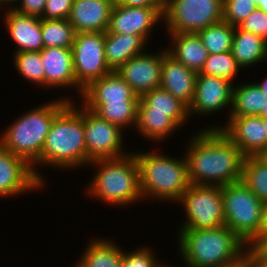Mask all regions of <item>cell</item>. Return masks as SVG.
<instances>
[{"label": "cell", "instance_id": "obj_1", "mask_svg": "<svg viewBox=\"0 0 267 267\" xmlns=\"http://www.w3.org/2000/svg\"><path fill=\"white\" fill-rule=\"evenodd\" d=\"M193 132L180 149L188 163L190 184L222 187L240 181L245 156L238 147L220 129Z\"/></svg>", "mask_w": 267, "mask_h": 267}, {"label": "cell", "instance_id": "obj_2", "mask_svg": "<svg viewBox=\"0 0 267 267\" xmlns=\"http://www.w3.org/2000/svg\"><path fill=\"white\" fill-rule=\"evenodd\" d=\"M77 103L76 100L71 101L54 118L39 160L32 166L35 175L45 186L47 178L42 174V168H53L62 173L87 167L83 105Z\"/></svg>", "mask_w": 267, "mask_h": 267}, {"label": "cell", "instance_id": "obj_3", "mask_svg": "<svg viewBox=\"0 0 267 267\" xmlns=\"http://www.w3.org/2000/svg\"><path fill=\"white\" fill-rule=\"evenodd\" d=\"M177 253L183 267H230L247 256V245L227 226L177 229Z\"/></svg>", "mask_w": 267, "mask_h": 267}, {"label": "cell", "instance_id": "obj_4", "mask_svg": "<svg viewBox=\"0 0 267 267\" xmlns=\"http://www.w3.org/2000/svg\"><path fill=\"white\" fill-rule=\"evenodd\" d=\"M88 167L93 169L94 175L86 187L83 186L86 197L122 209L144 201L133 152L120 158L95 160Z\"/></svg>", "mask_w": 267, "mask_h": 267}, {"label": "cell", "instance_id": "obj_5", "mask_svg": "<svg viewBox=\"0 0 267 267\" xmlns=\"http://www.w3.org/2000/svg\"><path fill=\"white\" fill-rule=\"evenodd\" d=\"M139 168L140 187L143 200L148 202L176 204L189 188L188 163L182 156L158 150L132 151ZM168 154V155H167ZM151 199V200H150Z\"/></svg>", "mask_w": 267, "mask_h": 267}, {"label": "cell", "instance_id": "obj_6", "mask_svg": "<svg viewBox=\"0 0 267 267\" xmlns=\"http://www.w3.org/2000/svg\"><path fill=\"white\" fill-rule=\"evenodd\" d=\"M61 96H52V100L38 103L29 110L24 109L0 131V144L33 166L39 160L54 118L70 103Z\"/></svg>", "mask_w": 267, "mask_h": 267}, {"label": "cell", "instance_id": "obj_7", "mask_svg": "<svg viewBox=\"0 0 267 267\" xmlns=\"http://www.w3.org/2000/svg\"><path fill=\"white\" fill-rule=\"evenodd\" d=\"M222 197L224 225L247 246L259 244L264 202L241 180L222 186Z\"/></svg>", "mask_w": 267, "mask_h": 267}, {"label": "cell", "instance_id": "obj_8", "mask_svg": "<svg viewBox=\"0 0 267 267\" xmlns=\"http://www.w3.org/2000/svg\"><path fill=\"white\" fill-rule=\"evenodd\" d=\"M177 204L185 215L177 229H214L225 223L220 186L190 184Z\"/></svg>", "mask_w": 267, "mask_h": 267}, {"label": "cell", "instance_id": "obj_9", "mask_svg": "<svg viewBox=\"0 0 267 267\" xmlns=\"http://www.w3.org/2000/svg\"><path fill=\"white\" fill-rule=\"evenodd\" d=\"M223 20V0H164L167 33H198Z\"/></svg>", "mask_w": 267, "mask_h": 267}, {"label": "cell", "instance_id": "obj_10", "mask_svg": "<svg viewBox=\"0 0 267 267\" xmlns=\"http://www.w3.org/2000/svg\"><path fill=\"white\" fill-rule=\"evenodd\" d=\"M233 88L234 84L230 81L197 73L194 97L191 105L188 107L190 120L194 119V117H204L203 119H206L205 117H212V115H214L213 117L219 116L220 118V115H216V113L218 114L219 112L220 114L221 112L222 114L226 110L225 112L228 115H225V113L222 115L224 118L227 116V120H224V123L219 122L220 125L213 120L215 124L211 122V124L205 123L206 126H202V129H220L230 117Z\"/></svg>", "mask_w": 267, "mask_h": 267}, {"label": "cell", "instance_id": "obj_11", "mask_svg": "<svg viewBox=\"0 0 267 267\" xmlns=\"http://www.w3.org/2000/svg\"><path fill=\"white\" fill-rule=\"evenodd\" d=\"M87 165L99 159H115L131 152L125 148L126 132L83 106Z\"/></svg>", "mask_w": 267, "mask_h": 267}, {"label": "cell", "instance_id": "obj_12", "mask_svg": "<svg viewBox=\"0 0 267 267\" xmlns=\"http://www.w3.org/2000/svg\"><path fill=\"white\" fill-rule=\"evenodd\" d=\"M104 48V32L76 33L71 50L76 83L82 90L112 72L106 63Z\"/></svg>", "mask_w": 267, "mask_h": 267}, {"label": "cell", "instance_id": "obj_13", "mask_svg": "<svg viewBox=\"0 0 267 267\" xmlns=\"http://www.w3.org/2000/svg\"><path fill=\"white\" fill-rule=\"evenodd\" d=\"M43 188L46 190L32 166L0 144V199H15L18 195L30 194L29 192L39 193V190L43 192Z\"/></svg>", "mask_w": 267, "mask_h": 267}, {"label": "cell", "instance_id": "obj_14", "mask_svg": "<svg viewBox=\"0 0 267 267\" xmlns=\"http://www.w3.org/2000/svg\"><path fill=\"white\" fill-rule=\"evenodd\" d=\"M163 11L164 8L125 6L114 3L107 31L142 36L151 43L152 34H157L154 29L158 25L162 27Z\"/></svg>", "mask_w": 267, "mask_h": 267}, {"label": "cell", "instance_id": "obj_15", "mask_svg": "<svg viewBox=\"0 0 267 267\" xmlns=\"http://www.w3.org/2000/svg\"><path fill=\"white\" fill-rule=\"evenodd\" d=\"M41 60L45 68L44 74V89L58 90L65 92V96L61 98L69 102L78 100L81 97L83 90L77 85L74 75V65L71 48L49 47L43 48L40 51ZM58 88V89H57ZM63 89V90H62ZM73 89L77 93L76 97L67 94L65 90Z\"/></svg>", "mask_w": 267, "mask_h": 267}, {"label": "cell", "instance_id": "obj_16", "mask_svg": "<svg viewBox=\"0 0 267 267\" xmlns=\"http://www.w3.org/2000/svg\"><path fill=\"white\" fill-rule=\"evenodd\" d=\"M162 68V48L130 58L116 72L127 82L133 92L141 97L143 94L160 86Z\"/></svg>", "mask_w": 267, "mask_h": 267}, {"label": "cell", "instance_id": "obj_17", "mask_svg": "<svg viewBox=\"0 0 267 267\" xmlns=\"http://www.w3.org/2000/svg\"><path fill=\"white\" fill-rule=\"evenodd\" d=\"M139 100L140 97L133 92L127 82L116 71H112L83 89L78 102L95 112L102 104L139 103Z\"/></svg>", "mask_w": 267, "mask_h": 267}, {"label": "cell", "instance_id": "obj_18", "mask_svg": "<svg viewBox=\"0 0 267 267\" xmlns=\"http://www.w3.org/2000/svg\"><path fill=\"white\" fill-rule=\"evenodd\" d=\"M220 130L245 157L267 155V135L262 117H229Z\"/></svg>", "mask_w": 267, "mask_h": 267}, {"label": "cell", "instance_id": "obj_19", "mask_svg": "<svg viewBox=\"0 0 267 267\" xmlns=\"http://www.w3.org/2000/svg\"><path fill=\"white\" fill-rule=\"evenodd\" d=\"M4 9V10H3ZM1 9V22L9 41L13 42L12 53L40 52L44 48L41 34V18L34 15H24L12 8ZM3 11V12H2Z\"/></svg>", "mask_w": 267, "mask_h": 267}, {"label": "cell", "instance_id": "obj_20", "mask_svg": "<svg viewBox=\"0 0 267 267\" xmlns=\"http://www.w3.org/2000/svg\"><path fill=\"white\" fill-rule=\"evenodd\" d=\"M197 72L187 68L162 47V68L160 86L187 107L192 103Z\"/></svg>", "mask_w": 267, "mask_h": 267}, {"label": "cell", "instance_id": "obj_21", "mask_svg": "<svg viewBox=\"0 0 267 267\" xmlns=\"http://www.w3.org/2000/svg\"><path fill=\"white\" fill-rule=\"evenodd\" d=\"M114 0H73L68 18L76 33L106 32Z\"/></svg>", "mask_w": 267, "mask_h": 267}, {"label": "cell", "instance_id": "obj_22", "mask_svg": "<svg viewBox=\"0 0 267 267\" xmlns=\"http://www.w3.org/2000/svg\"><path fill=\"white\" fill-rule=\"evenodd\" d=\"M168 35L167 52L187 68L199 73L209 53L197 33H165ZM170 37V38H169Z\"/></svg>", "mask_w": 267, "mask_h": 267}, {"label": "cell", "instance_id": "obj_23", "mask_svg": "<svg viewBox=\"0 0 267 267\" xmlns=\"http://www.w3.org/2000/svg\"><path fill=\"white\" fill-rule=\"evenodd\" d=\"M149 43L144 37L132 34L105 32V60L112 71H116L130 58L146 52Z\"/></svg>", "mask_w": 267, "mask_h": 267}, {"label": "cell", "instance_id": "obj_24", "mask_svg": "<svg viewBox=\"0 0 267 267\" xmlns=\"http://www.w3.org/2000/svg\"><path fill=\"white\" fill-rule=\"evenodd\" d=\"M73 267H122V246L109 236L91 237ZM78 260V261H77Z\"/></svg>", "mask_w": 267, "mask_h": 267}, {"label": "cell", "instance_id": "obj_25", "mask_svg": "<svg viewBox=\"0 0 267 267\" xmlns=\"http://www.w3.org/2000/svg\"><path fill=\"white\" fill-rule=\"evenodd\" d=\"M138 113L166 114L181 128L188 125L187 123L190 124L188 107L161 87L155 88L140 97Z\"/></svg>", "mask_w": 267, "mask_h": 267}, {"label": "cell", "instance_id": "obj_26", "mask_svg": "<svg viewBox=\"0 0 267 267\" xmlns=\"http://www.w3.org/2000/svg\"><path fill=\"white\" fill-rule=\"evenodd\" d=\"M231 52L244 72L252 67L254 69L255 65H263L265 62L267 64V42L238 26L235 27Z\"/></svg>", "mask_w": 267, "mask_h": 267}, {"label": "cell", "instance_id": "obj_27", "mask_svg": "<svg viewBox=\"0 0 267 267\" xmlns=\"http://www.w3.org/2000/svg\"><path fill=\"white\" fill-rule=\"evenodd\" d=\"M181 127L168 115L159 113H137V123L134 129L140 137L152 143L161 145L175 135ZM167 139V140H166Z\"/></svg>", "mask_w": 267, "mask_h": 267}, {"label": "cell", "instance_id": "obj_28", "mask_svg": "<svg viewBox=\"0 0 267 267\" xmlns=\"http://www.w3.org/2000/svg\"><path fill=\"white\" fill-rule=\"evenodd\" d=\"M266 99L254 81L234 84L230 117L260 116Z\"/></svg>", "mask_w": 267, "mask_h": 267}, {"label": "cell", "instance_id": "obj_29", "mask_svg": "<svg viewBox=\"0 0 267 267\" xmlns=\"http://www.w3.org/2000/svg\"><path fill=\"white\" fill-rule=\"evenodd\" d=\"M241 181L263 202H267V155L244 159Z\"/></svg>", "mask_w": 267, "mask_h": 267}, {"label": "cell", "instance_id": "obj_30", "mask_svg": "<svg viewBox=\"0 0 267 267\" xmlns=\"http://www.w3.org/2000/svg\"><path fill=\"white\" fill-rule=\"evenodd\" d=\"M235 27L225 21L201 29L197 34L209 54H221L232 49Z\"/></svg>", "mask_w": 267, "mask_h": 267}, {"label": "cell", "instance_id": "obj_31", "mask_svg": "<svg viewBox=\"0 0 267 267\" xmlns=\"http://www.w3.org/2000/svg\"><path fill=\"white\" fill-rule=\"evenodd\" d=\"M41 34L44 48H71L76 36L74 27L68 19H41Z\"/></svg>", "mask_w": 267, "mask_h": 267}, {"label": "cell", "instance_id": "obj_32", "mask_svg": "<svg viewBox=\"0 0 267 267\" xmlns=\"http://www.w3.org/2000/svg\"><path fill=\"white\" fill-rule=\"evenodd\" d=\"M13 67L18 76L28 81L35 87L44 89L45 68L40 52H16L12 54Z\"/></svg>", "mask_w": 267, "mask_h": 267}, {"label": "cell", "instance_id": "obj_33", "mask_svg": "<svg viewBox=\"0 0 267 267\" xmlns=\"http://www.w3.org/2000/svg\"><path fill=\"white\" fill-rule=\"evenodd\" d=\"M94 113L124 131H133L137 123L138 103H106Z\"/></svg>", "mask_w": 267, "mask_h": 267}, {"label": "cell", "instance_id": "obj_34", "mask_svg": "<svg viewBox=\"0 0 267 267\" xmlns=\"http://www.w3.org/2000/svg\"><path fill=\"white\" fill-rule=\"evenodd\" d=\"M240 72L243 73V69L229 51L221 54H209L199 74L215 76L236 84L239 81Z\"/></svg>", "mask_w": 267, "mask_h": 267}, {"label": "cell", "instance_id": "obj_35", "mask_svg": "<svg viewBox=\"0 0 267 267\" xmlns=\"http://www.w3.org/2000/svg\"><path fill=\"white\" fill-rule=\"evenodd\" d=\"M122 247V267H164L167 263L161 262L159 253L151 244L140 245L130 249ZM130 250V251H129ZM160 260V261H159Z\"/></svg>", "mask_w": 267, "mask_h": 267}, {"label": "cell", "instance_id": "obj_36", "mask_svg": "<svg viewBox=\"0 0 267 267\" xmlns=\"http://www.w3.org/2000/svg\"><path fill=\"white\" fill-rule=\"evenodd\" d=\"M256 8L253 0H223V21L237 27Z\"/></svg>", "mask_w": 267, "mask_h": 267}, {"label": "cell", "instance_id": "obj_37", "mask_svg": "<svg viewBox=\"0 0 267 267\" xmlns=\"http://www.w3.org/2000/svg\"><path fill=\"white\" fill-rule=\"evenodd\" d=\"M238 27L260 36L267 42V13L256 8Z\"/></svg>", "mask_w": 267, "mask_h": 267}, {"label": "cell", "instance_id": "obj_38", "mask_svg": "<svg viewBox=\"0 0 267 267\" xmlns=\"http://www.w3.org/2000/svg\"><path fill=\"white\" fill-rule=\"evenodd\" d=\"M72 5L73 0H47L40 18L44 20L68 19Z\"/></svg>", "mask_w": 267, "mask_h": 267}, {"label": "cell", "instance_id": "obj_39", "mask_svg": "<svg viewBox=\"0 0 267 267\" xmlns=\"http://www.w3.org/2000/svg\"><path fill=\"white\" fill-rule=\"evenodd\" d=\"M46 1L47 0H16V3L11 8L24 15L41 17L45 10Z\"/></svg>", "mask_w": 267, "mask_h": 267}, {"label": "cell", "instance_id": "obj_40", "mask_svg": "<svg viewBox=\"0 0 267 267\" xmlns=\"http://www.w3.org/2000/svg\"><path fill=\"white\" fill-rule=\"evenodd\" d=\"M247 256L256 267H267V244H252L247 246Z\"/></svg>", "mask_w": 267, "mask_h": 267}, {"label": "cell", "instance_id": "obj_41", "mask_svg": "<svg viewBox=\"0 0 267 267\" xmlns=\"http://www.w3.org/2000/svg\"><path fill=\"white\" fill-rule=\"evenodd\" d=\"M114 3L125 6L164 8V0H114Z\"/></svg>", "mask_w": 267, "mask_h": 267}, {"label": "cell", "instance_id": "obj_42", "mask_svg": "<svg viewBox=\"0 0 267 267\" xmlns=\"http://www.w3.org/2000/svg\"><path fill=\"white\" fill-rule=\"evenodd\" d=\"M267 242V202H264L263 206V221L259 234V244Z\"/></svg>", "mask_w": 267, "mask_h": 267}, {"label": "cell", "instance_id": "obj_43", "mask_svg": "<svg viewBox=\"0 0 267 267\" xmlns=\"http://www.w3.org/2000/svg\"><path fill=\"white\" fill-rule=\"evenodd\" d=\"M230 267H256V266L254 265L252 260L248 256H246L239 263L232 265Z\"/></svg>", "mask_w": 267, "mask_h": 267}, {"label": "cell", "instance_id": "obj_44", "mask_svg": "<svg viewBox=\"0 0 267 267\" xmlns=\"http://www.w3.org/2000/svg\"><path fill=\"white\" fill-rule=\"evenodd\" d=\"M265 77L261 78L260 81L257 79V81H254V82L256 83V85L260 88V90L263 92V94L267 98V76Z\"/></svg>", "mask_w": 267, "mask_h": 267}, {"label": "cell", "instance_id": "obj_45", "mask_svg": "<svg viewBox=\"0 0 267 267\" xmlns=\"http://www.w3.org/2000/svg\"><path fill=\"white\" fill-rule=\"evenodd\" d=\"M16 3V0H0V10L4 8H11Z\"/></svg>", "mask_w": 267, "mask_h": 267}, {"label": "cell", "instance_id": "obj_46", "mask_svg": "<svg viewBox=\"0 0 267 267\" xmlns=\"http://www.w3.org/2000/svg\"><path fill=\"white\" fill-rule=\"evenodd\" d=\"M258 8L265 13H267V0H261L260 3L257 5Z\"/></svg>", "mask_w": 267, "mask_h": 267}, {"label": "cell", "instance_id": "obj_47", "mask_svg": "<svg viewBox=\"0 0 267 267\" xmlns=\"http://www.w3.org/2000/svg\"><path fill=\"white\" fill-rule=\"evenodd\" d=\"M260 117H267V99L265 100V108L261 111Z\"/></svg>", "mask_w": 267, "mask_h": 267}, {"label": "cell", "instance_id": "obj_48", "mask_svg": "<svg viewBox=\"0 0 267 267\" xmlns=\"http://www.w3.org/2000/svg\"><path fill=\"white\" fill-rule=\"evenodd\" d=\"M262 122L266 131V135H267V117H262Z\"/></svg>", "mask_w": 267, "mask_h": 267}, {"label": "cell", "instance_id": "obj_49", "mask_svg": "<svg viewBox=\"0 0 267 267\" xmlns=\"http://www.w3.org/2000/svg\"><path fill=\"white\" fill-rule=\"evenodd\" d=\"M164 267H177L176 265H172L171 263H167Z\"/></svg>", "mask_w": 267, "mask_h": 267}, {"label": "cell", "instance_id": "obj_50", "mask_svg": "<svg viewBox=\"0 0 267 267\" xmlns=\"http://www.w3.org/2000/svg\"><path fill=\"white\" fill-rule=\"evenodd\" d=\"M253 1L256 3V5H258L261 0H253Z\"/></svg>", "mask_w": 267, "mask_h": 267}]
</instances>
